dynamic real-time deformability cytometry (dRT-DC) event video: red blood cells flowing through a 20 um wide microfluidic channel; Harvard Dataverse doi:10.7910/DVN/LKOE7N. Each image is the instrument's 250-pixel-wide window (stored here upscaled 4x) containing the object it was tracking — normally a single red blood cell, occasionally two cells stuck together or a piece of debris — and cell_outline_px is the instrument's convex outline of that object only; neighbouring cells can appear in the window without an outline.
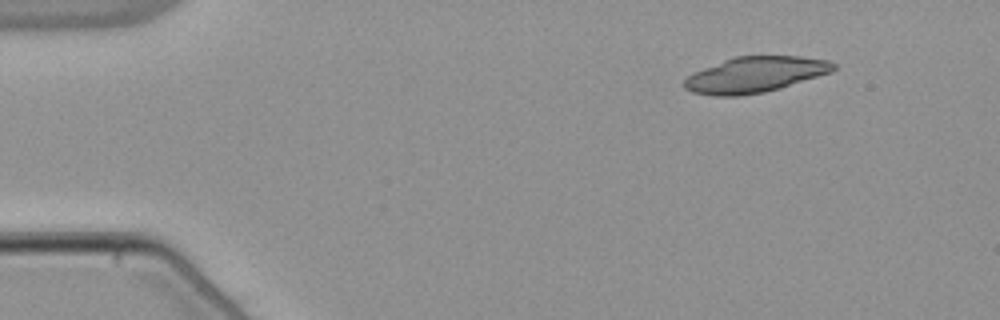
{"species": "common noctule bat (a hibernating species)", "species_latin": "Nyctalus noctula", "temperature_condition": "warm", "stored_images_in_passage": 47, "camera_frame_rate_fps": 3000, "um_per_image_px": 0.085, "animal": {"sex": "male", "body_mass_g": 21.5, "forearm_length_mm": 52.0}, "frame": {"image": 1, "passage_image": 1, "time_ms": 0.0, "image_size_px": [1000, 320], "cell_outline_px": [[836, 68], [832, 72], [780, 88], [764, 92], [740, 96], [716, 96], [692, 92], [684, 88], [684, 80], [692, 72], [724, 60], [736, 56], [800, 56], [828, 60], [836, 64]], "centroid_in_image_um": [64.18, 6.34], "position_along_channel_um": 20.8, "area_um2": 31.04}}
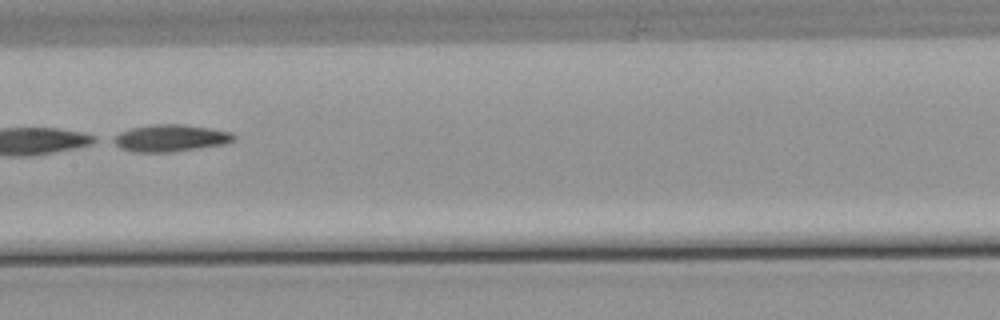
{"frame": {"image": 2, "passage_image": 22, "time_ms": 7.0, "image_size_px": [1000, 320], "cell_outline_px": [[236, 140], [224, 144], [172, 152], [132, 152], [120, 148], [108, 140], [112, 136], [120, 132], [132, 128], [148, 124], [180, 124], [208, 128], [232, 132], [236, 136]], "centroid_in_image_um": [14.43, 11.74], "position_along_channel_um": 193.0, "area_um2": 19.19}}